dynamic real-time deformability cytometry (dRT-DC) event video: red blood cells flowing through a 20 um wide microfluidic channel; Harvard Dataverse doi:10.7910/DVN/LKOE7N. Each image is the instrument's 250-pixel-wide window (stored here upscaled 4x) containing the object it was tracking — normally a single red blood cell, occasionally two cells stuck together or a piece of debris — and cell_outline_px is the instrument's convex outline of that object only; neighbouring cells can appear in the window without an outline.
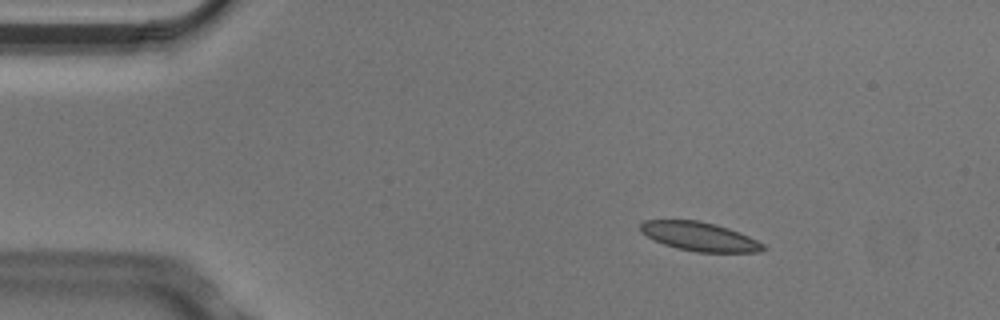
{"species": "Egyptian fruit bat (a non-hibernating species)", "species_latin": "Rousettus aegyptiacus", "temperature_condition": "cold", "stored_images_in_passage": 6, "camera_frame_rate_fps": 3000, "um_per_image_px": 0.085, "animal": {"sex": "male"}, "frame": {"image": 1, "passage_image": 3, "time_ms": 0.667, "image_size_px": [1000, 320], "cell_outline_px": [[768, 248], [760, 252], [696, 252], [676, 248], [664, 244], [640, 232], [640, 224], [644, 220], [700, 220], [716, 224], [728, 228], [748, 236], [764, 244]], "centroid_in_image_um": [59.47, 20.1], "position_along_channel_um": 25.5, "area_um2": 20.63}}